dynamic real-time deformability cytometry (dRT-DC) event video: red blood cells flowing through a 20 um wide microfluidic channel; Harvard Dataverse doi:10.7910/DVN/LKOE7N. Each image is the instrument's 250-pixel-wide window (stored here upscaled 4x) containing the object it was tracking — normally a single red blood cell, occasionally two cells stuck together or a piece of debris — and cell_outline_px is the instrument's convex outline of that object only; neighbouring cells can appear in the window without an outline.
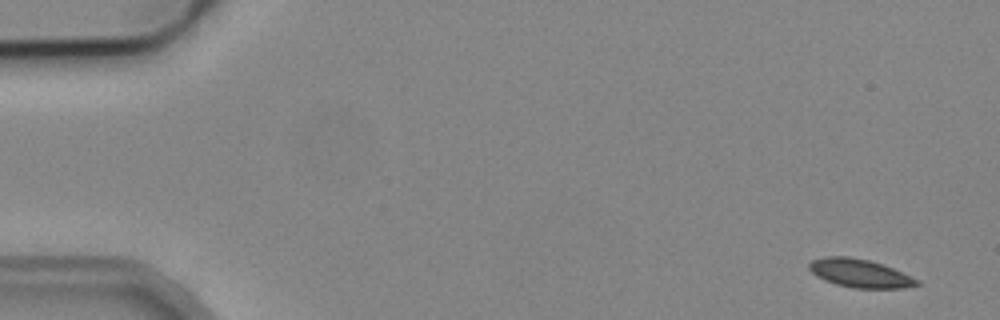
{"species": "common noctule bat (a hibernating species)", "species_latin": "Nyctalus noctula", "temperature_condition": "cold", "stored_images_in_passage": 4, "camera_frame_rate_fps": 3000, "um_per_image_px": 0.085, "animal": {"sex": "male", "body_mass_g": 19.2, "forearm_length_mm": 51.8}, "frame": {"image": 1, "passage_image": 1, "time_ms": 0.0, "image_size_px": [1000, 320], "cell_outline_px": [[920, 284], [900, 288], [852, 288], [836, 284], [824, 280], [816, 276], [808, 268], [808, 264], [812, 260], [824, 256], [848, 256], [868, 260], [892, 268], [920, 280]], "centroid_in_image_um": [73.05, 23.22], "position_along_channel_um": 12.0, "area_um2": 17.69}}
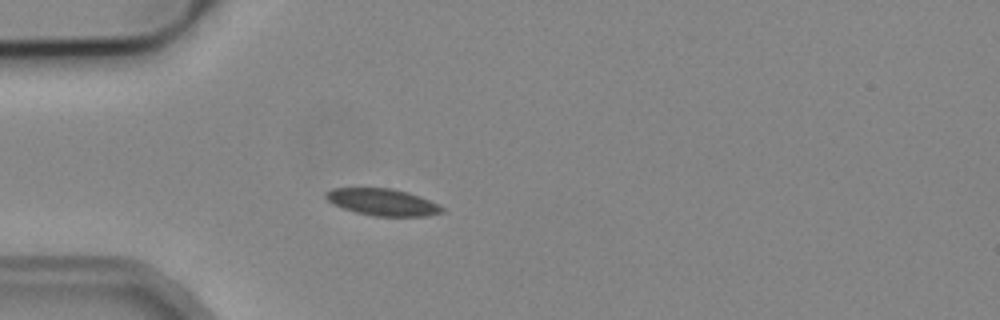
{"frame": {"image": 2, "passage_image": 4, "time_ms": 4.333, "image_size_px": [1000, 320], "cell_outline_px": [[444, 212], [428, 216], [372, 216], [356, 212], [332, 204], [324, 196], [324, 192], [332, 188], [392, 188], [408, 192], [420, 196], [440, 204], [444, 208]], "centroid_in_image_um": [32.54, 17.18], "position_along_channel_um": 52.5, "area_um2": 18.38}}